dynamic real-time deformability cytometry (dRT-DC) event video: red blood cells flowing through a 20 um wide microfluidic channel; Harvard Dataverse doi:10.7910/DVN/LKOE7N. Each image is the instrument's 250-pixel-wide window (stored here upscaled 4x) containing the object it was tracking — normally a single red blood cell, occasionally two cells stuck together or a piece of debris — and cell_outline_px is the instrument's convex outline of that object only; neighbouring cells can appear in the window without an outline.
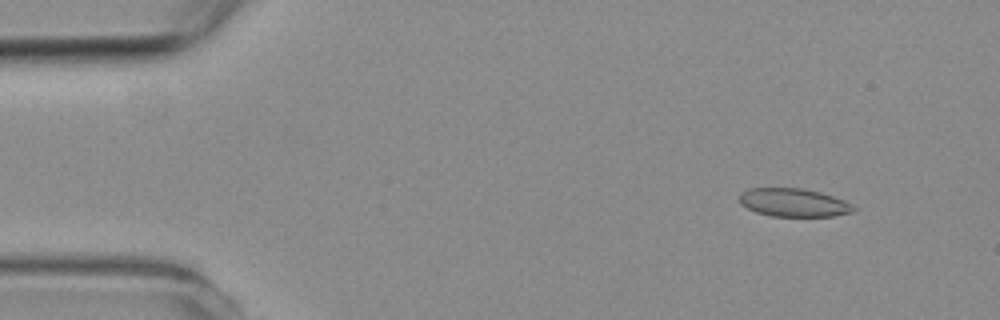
{"species": "common noctule bat (a hibernating species)", "species_latin": "Nyctalus noctula", "temperature_condition": "room temperature", "stored_images_in_passage": 7, "camera_frame_rate_fps": 3000, "um_per_image_px": 0.085, "animal": {"sex": "female", "body_mass_g": 19.3, "forearm_length_mm": 54.1}, "frame": {"image": 1, "passage_image": 2, "time_ms": 1.0, "image_size_px": [1000, 320], "cell_outline_px": [[856, 208], [852, 212], [832, 216], [772, 216], [756, 212], [740, 204], [740, 192], [748, 188], [804, 188], [820, 192], [844, 200], [852, 204]], "centroid_in_image_um": [67.45, 17.21], "position_along_channel_um": 17.6, "area_um2": 18.79}}
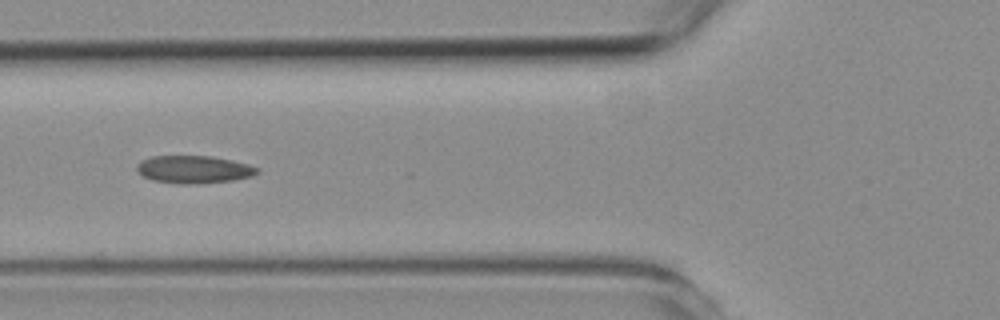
{"frame": {"image": 2, "passage_image": 5, "time_ms": 6.0, "image_size_px": [1000, 320], "cell_outline_px": [[260, 172], [252, 176], [232, 180], [196, 184], [180, 184], [152, 180], [136, 172], [136, 164], [140, 160], [152, 156], [212, 156], [248, 164], [260, 168]], "centroid_in_image_um": [16.45, 14.4], "position_along_channel_um": 109.3, "area_um2": 19.54}}
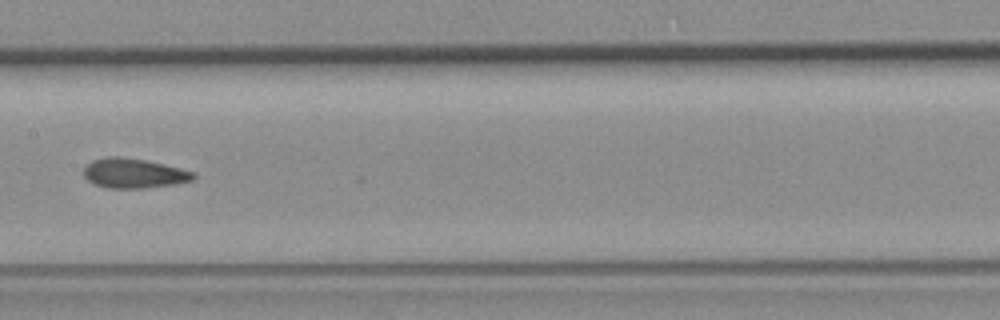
{"frame": {"image": 3, "passage_image": 7, "time_ms": 8.333, "image_size_px": [1000, 320], "cell_outline_px": [[196, 176], [192, 180], [172, 184], [144, 188], [108, 188], [96, 184], [88, 180], [84, 176], [84, 168], [92, 160], [108, 156], [120, 156], [144, 160], [164, 164], [196, 172]], "centroid_in_image_um": [11.38, 14.72], "position_along_channel_um": 196.0, "area_um2": 18.84}}